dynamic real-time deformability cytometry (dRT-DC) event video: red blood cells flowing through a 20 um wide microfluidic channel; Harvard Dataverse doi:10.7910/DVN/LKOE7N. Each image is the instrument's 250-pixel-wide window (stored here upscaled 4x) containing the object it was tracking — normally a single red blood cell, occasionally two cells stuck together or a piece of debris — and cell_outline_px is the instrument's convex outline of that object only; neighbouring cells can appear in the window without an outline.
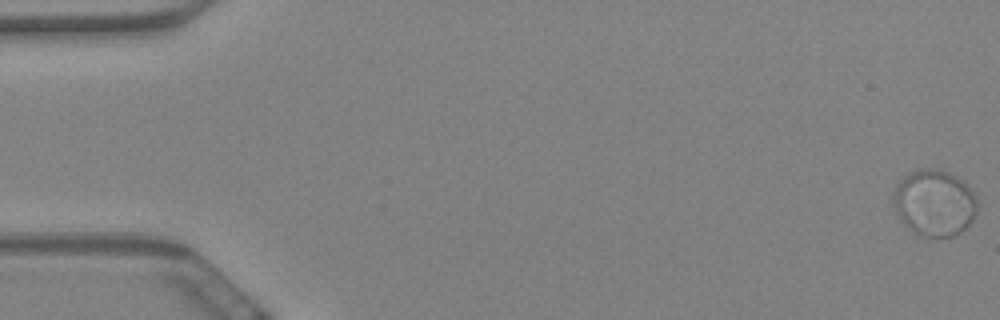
{"species": "Egyptian fruit bat (a non-hibernating species)", "species_latin": "Rousettus aegyptiacus", "temperature_condition": "warm", "stored_images_in_passage": 61, "camera_frame_rate_fps": 3000, "um_per_image_px": 0.085, "animal": {"sex": "female"}, "frame": {"image": 1, "passage_image": 1, "time_ms": 0.0, "image_size_px": [1000, 320], "cell_outline_px": [[976, 212], [972, 220], [960, 232], [952, 236], [920, 236], [900, 216], [892, 200], [892, 192], [896, 184], [904, 176], [920, 168], [928, 168], [948, 172], [964, 180], [968, 184], [976, 196]], "centroid_in_image_um": [79.44, 17.2], "position_along_channel_um": 5.6, "area_um2": 32.02}}
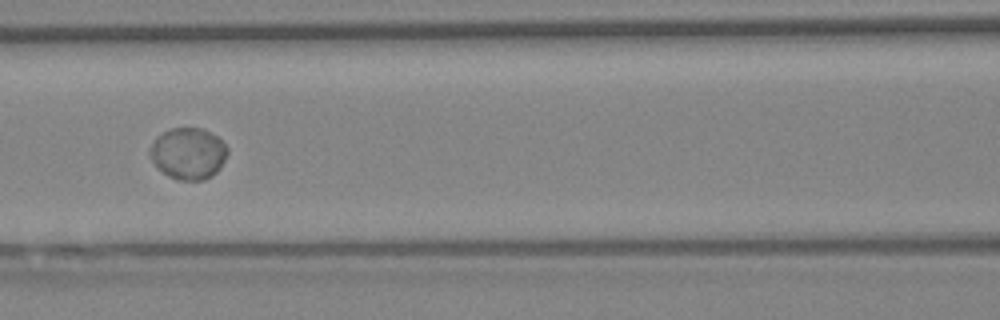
{"frame": {"image": 2, "passage_image": 28, "time_ms": 9.0, "image_size_px": [1000, 320], "cell_outline_px": [[228, 152], [220, 168], [212, 176], [204, 180], [176, 180], [168, 176], [152, 160], [148, 152], [156, 136], [172, 128], [204, 128], [216, 136], [228, 148]], "centroid_in_image_um": [16.01, 13.04], "position_along_channel_um": 150.6, "area_um2": 23.18}}
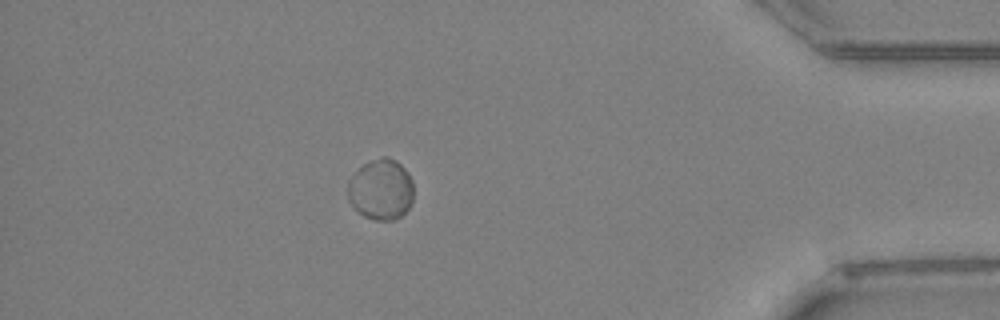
{"frame": {"image": 3, "passage_image": 54, "time_ms": 17.667, "image_size_px": [1000, 320], "cell_outline_px": [[412, 200], [408, 208], [400, 216], [392, 220], [372, 220], [356, 212], [348, 200], [348, 180], [364, 164], [372, 160], [384, 156], [388, 156], [396, 160], [408, 172], [412, 180]], "centroid_in_image_um": [32.36, 16.11], "position_along_channel_um": 402.8, "area_um2": 23.35}, "authors_computed_cell_mechanics": {"area_um2": 23.4668, "velocity_mm_per_s": 3.3989, "shape_relaxation_time_tau1_ms": 4.3081, "shape_relaxation_time_tau2_ms": null, "deformation_change_tau1": 0.0302, "deformation_change_tau2": null}}